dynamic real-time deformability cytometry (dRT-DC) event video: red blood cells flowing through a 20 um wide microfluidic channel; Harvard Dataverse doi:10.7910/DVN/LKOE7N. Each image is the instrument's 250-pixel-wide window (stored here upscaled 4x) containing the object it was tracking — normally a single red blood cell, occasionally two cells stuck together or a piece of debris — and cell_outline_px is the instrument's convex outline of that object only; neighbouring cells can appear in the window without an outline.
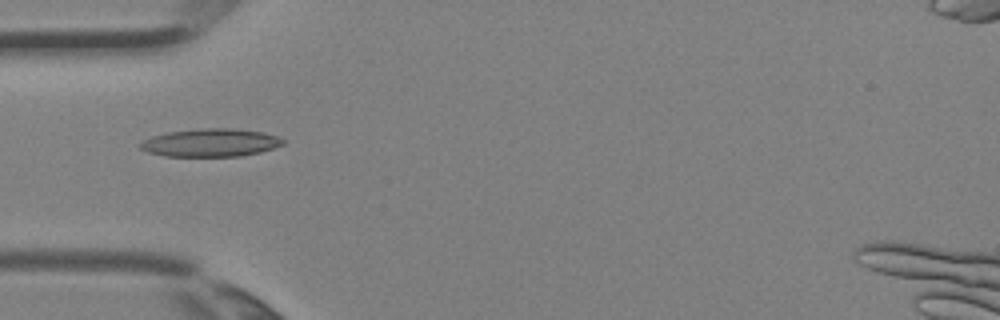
{"species": "Egyptian fruit bat (a non-hibernating species)", "species_latin": "Rousettus aegyptiacus", "temperature_condition": "room temperature", "stored_images_in_passage": 4, "camera_frame_rate_fps": 3000, "um_per_image_px": 0.085, "animal": {"sex": "female"}, "frame": {"image": 1, "passage_image": 4, "time_ms": 1.0, "image_size_px": [1000, 320], "cell_outline_px": [[284, 144], [260, 152], [240, 156], [164, 156], [148, 152], [140, 148], [140, 144], [144, 140], [152, 136], [168, 132], [204, 128], [232, 128], [264, 132], [276, 136], [284, 140]], "centroid_in_image_um": [17.91, 12.13], "position_along_channel_um": 67.1, "area_um2": 23.12}}